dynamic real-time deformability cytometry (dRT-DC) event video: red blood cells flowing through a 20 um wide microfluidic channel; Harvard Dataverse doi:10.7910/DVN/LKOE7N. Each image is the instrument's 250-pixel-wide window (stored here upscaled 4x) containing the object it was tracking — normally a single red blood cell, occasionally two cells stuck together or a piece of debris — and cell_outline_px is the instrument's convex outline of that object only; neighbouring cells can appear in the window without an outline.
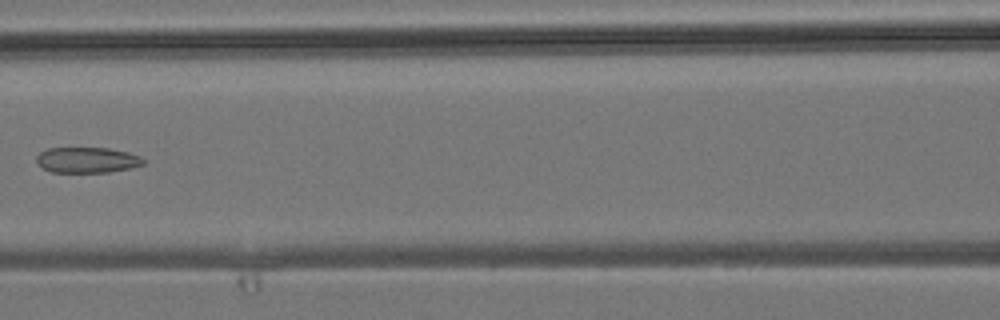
{"species": "common noctule bat (a hibernating species)", "species_latin": "Nyctalus noctula", "temperature_condition": "room temperature", "stored_images_in_passage": 6, "camera_frame_rate_fps": 3000, "um_per_image_px": 0.085, "animal": {"sex": "male", "body_mass_g": 19.2, "forearm_length_mm": 51.8}, "frame": {"image": 1, "passage_image": 6, "time_ms": 5.667, "image_size_px": [1000, 320], "cell_outline_px": [[144, 164], [132, 168], [108, 172], [52, 172], [44, 168], [36, 160], [36, 156], [40, 152], [48, 148], [108, 148], [128, 152], [140, 156], [144, 160]], "centroid_in_image_um": [7.43, 13.6], "position_along_channel_um": 159.2, "area_um2": 15.9}}